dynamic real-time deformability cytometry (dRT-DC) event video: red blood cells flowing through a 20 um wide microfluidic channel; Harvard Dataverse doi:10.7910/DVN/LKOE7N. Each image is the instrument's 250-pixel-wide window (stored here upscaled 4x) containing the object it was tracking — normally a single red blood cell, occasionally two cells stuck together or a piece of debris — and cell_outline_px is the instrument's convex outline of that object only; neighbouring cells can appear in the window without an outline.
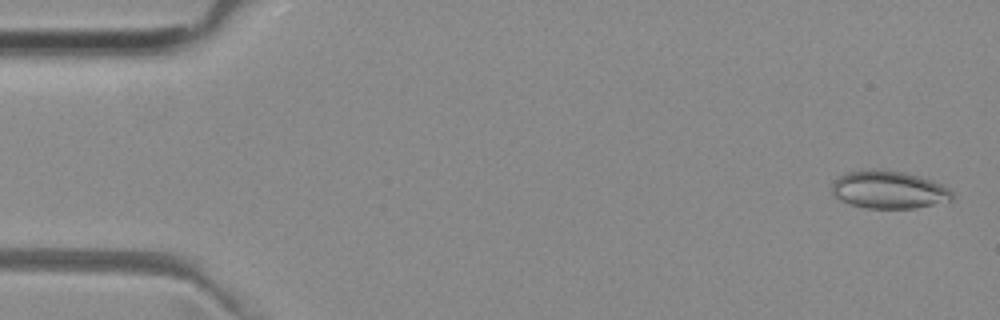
{"species": "common noctule bat (a hibernating species)", "species_latin": "Nyctalus noctula", "temperature_condition": "room temperature", "stored_images_in_passage": 52, "camera_frame_rate_fps": 3000, "um_per_image_px": 0.085, "animal": {"sex": "female", "body_mass_g": 29.2, "forearm_length_mm": 56.3}, "frame": {"image": 1, "passage_image": 2, "time_ms": 0.333, "image_size_px": [1000, 320], "cell_outline_px": [[956, 196], [952, 200], [916, 208], [864, 208], [848, 204], [840, 200], [832, 192], [832, 180], [836, 176], [844, 172], [904, 172], [932, 180], [944, 184]], "centroid_in_image_um": [75.56, 16.17], "position_along_channel_um": 9.4, "area_um2": 26.13}}
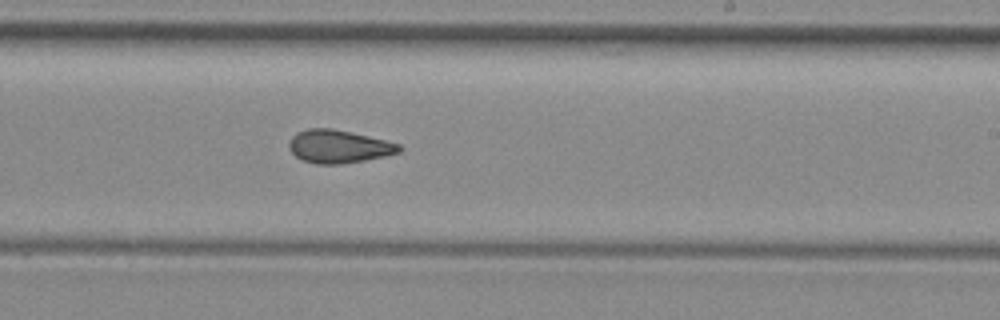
{"frame": {"image": 2, "passage_image": 31, "time_ms": 10.0, "image_size_px": [1000, 320], "cell_outline_px": [[404, 148], [400, 152], [384, 156], [364, 160], [340, 164], [316, 164], [300, 160], [288, 148], [288, 144], [292, 136], [296, 132], [308, 128], [332, 128], [352, 132], [400, 144]], "centroid_in_image_um": [28.76, 12.45], "position_along_channel_um": 260.2, "area_um2": 21.33}}
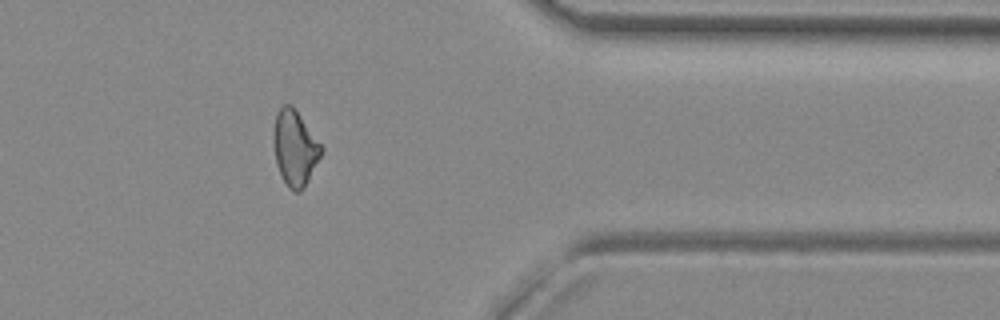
{"frame": {"image": 3, "passage_image": 42, "time_ms": 13.667, "image_size_px": [1000, 320], "cell_outline_px": [[324, 148], [308, 180], [300, 192], [292, 192], [288, 188], [276, 164], [272, 140], [272, 136], [276, 112], [284, 104], [292, 104]], "centroid_in_image_um": [25.04, 12.56], "position_along_channel_um": 386.4, "area_um2": 20.98}, "authors_computed_cell_mechanics": {"area_um2": 21.5594, "velocity_mm_per_s": 3.9633, "shape_relaxation_time_tau1_ms": null, "shape_relaxation_time_tau2_ms": 2.4161, "deformation_change_tau1": null, "deformation_change_tau2": 0.099}}